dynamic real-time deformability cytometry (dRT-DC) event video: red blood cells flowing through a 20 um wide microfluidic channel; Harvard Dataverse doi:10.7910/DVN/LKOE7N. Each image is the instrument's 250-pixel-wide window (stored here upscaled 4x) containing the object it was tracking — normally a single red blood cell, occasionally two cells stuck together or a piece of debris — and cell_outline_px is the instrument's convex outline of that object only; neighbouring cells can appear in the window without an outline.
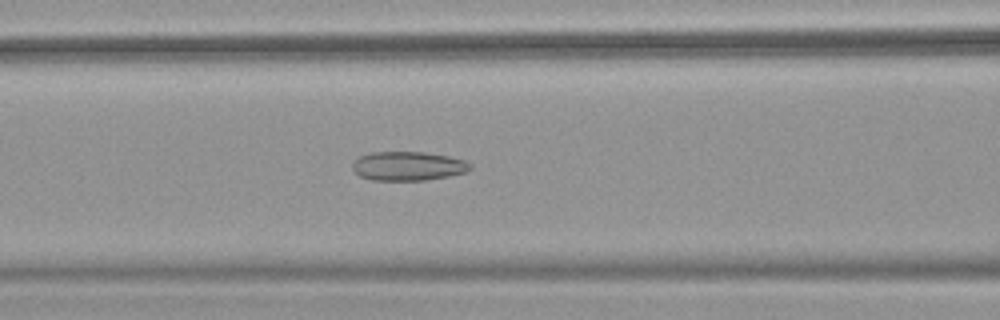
{"species": "common noctule bat (a hibernating species)", "species_latin": "Nyctalus noctula", "temperature_condition": "warm", "stored_images_in_passage": 50, "camera_frame_rate_fps": 3000, "um_per_image_px": 0.085, "animal": {"sex": "female", "body_mass_g": 18.4}, "frame": {"image": 1, "passage_image": 21, "time_ms": 6.667, "image_size_px": [1000, 320], "cell_outline_px": [[472, 168], [464, 172], [448, 176], [424, 180], [372, 180], [360, 176], [352, 168], [352, 164], [360, 156], [372, 152], [424, 152], [448, 156], [464, 160], [472, 164]], "centroid_in_image_um": [34.69, 14.11], "position_along_channel_um": 131.9, "area_um2": 19.77}}
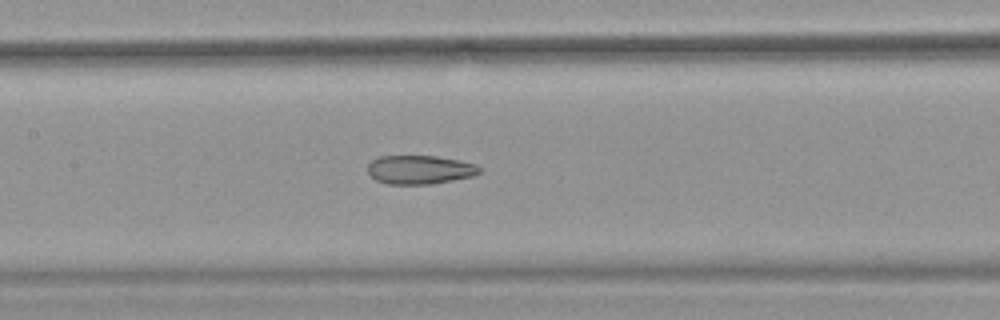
{"frame": {"image": 2, "passage_image": 24, "time_ms": 7.667, "image_size_px": [1000, 320], "cell_outline_px": [[484, 168], [480, 172], [472, 176], [432, 184], [388, 184], [376, 180], [368, 172], [368, 164], [372, 160], [380, 156], [436, 156], [460, 160], [476, 164]], "centroid_in_image_um": [35.71, 14.42], "position_along_channel_um": 171.7, "area_um2": 18.79}}
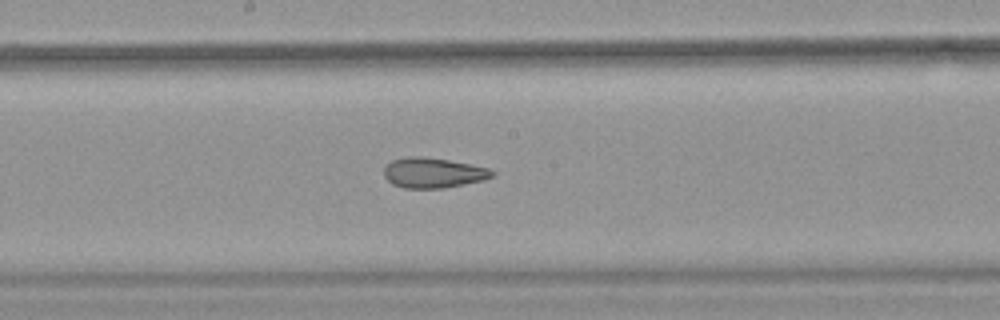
{"frame": {"image": 3, "passage_image": 27, "time_ms": 8.667, "image_size_px": [1000, 320], "cell_outline_px": [[496, 176], [484, 180], [444, 188], [404, 188], [392, 184], [384, 176], [384, 168], [392, 160], [412, 156], [420, 156], [448, 160], [488, 168], [496, 172]], "centroid_in_image_um": [36.84, 14.7], "position_along_channel_um": 211.4, "area_um2": 18.96}, "authors_computed_cell_mechanics": {"area_um2": 22.0507, "velocity_mm_per_s": 3.9846, "shape_relaxation_time_tau1_ms": null, "shape_relaxation_time_tau2_ms": 2.1878, "deformation_change_tau1": null, "deformation_change_tau2": 0.1092}}